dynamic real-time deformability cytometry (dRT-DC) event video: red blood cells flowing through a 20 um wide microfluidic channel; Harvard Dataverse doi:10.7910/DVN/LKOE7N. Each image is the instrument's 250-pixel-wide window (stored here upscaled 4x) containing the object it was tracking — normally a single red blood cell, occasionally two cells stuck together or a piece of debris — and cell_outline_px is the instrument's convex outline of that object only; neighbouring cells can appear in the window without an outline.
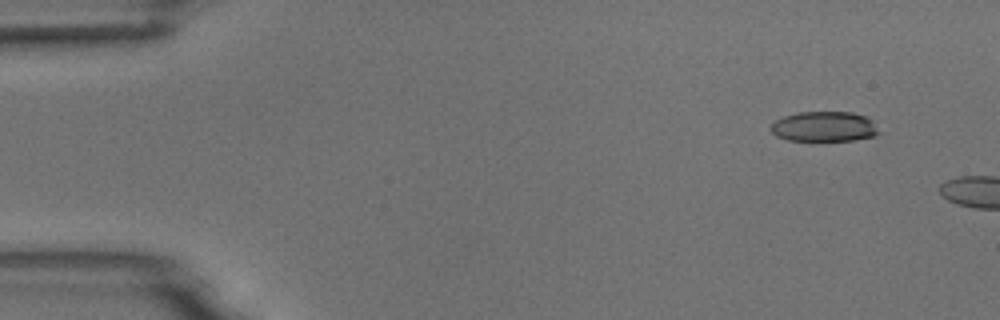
{"species": "common noctule bat (a hibernating species)", "species_latin": "Nyctalus noctula", "temperature_condition": "room temperature", "stored_images_in_passage": 3, "camera_frame_rate_fps": 3000, "um_per_image_px": 0.085, "animal": {"sex": "male", "body_mass_g": 18.8}, "frame": {"image": 1, "passage_image": 1, "time_ms": 0.0, "image_size_px": [1000, 320], "cell_outline_px": [[880, 132], [876, 136], [852, 140], [788, 140], [776, 136], [768, 128], [776, 120], [784, 116], [800, 112], [852, 112], [864, 116], [872, 120]], "centroid_in_image_um": [70.05, 10.76], "position_along_channel_um": 14.9, "area_um2": 18.9}}